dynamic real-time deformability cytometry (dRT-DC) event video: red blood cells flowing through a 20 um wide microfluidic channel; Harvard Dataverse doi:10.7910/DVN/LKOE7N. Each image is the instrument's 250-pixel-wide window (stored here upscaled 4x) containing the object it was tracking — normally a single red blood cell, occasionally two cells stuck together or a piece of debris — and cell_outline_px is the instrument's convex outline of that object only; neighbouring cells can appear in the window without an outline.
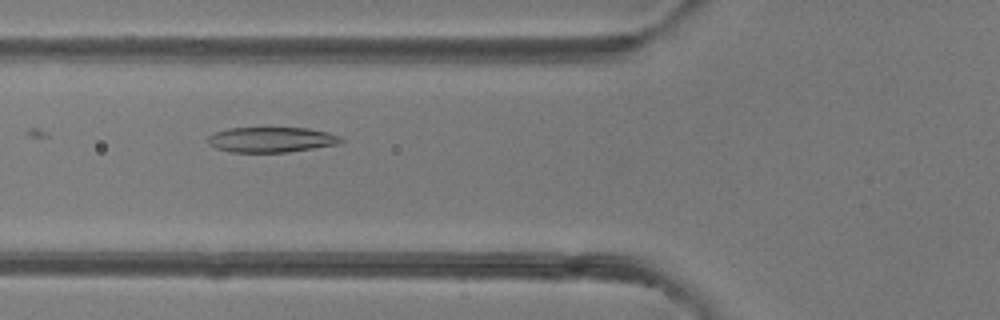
{"species": "common noctule bat (a hibernating species)", "species_latin": "Nyctalus noctula", "temperature_condition": "room temperature", "stored_images_in_passage": 7, "camera_frame_rate_fps": 3000, "um_per_image_px": 0.085, "animal": {"sex": "female"}, "frame": {"image": 1, "passage_image": 3, "time_ms": 0.667, "image_size_px": [1000, 320], "cell_outline_px": [[344, 140], [336, 144], [288, 152], [232, 152], [216, 148], [208, 144], [208, 136], [216, 132], [228, 128], [308, 128], [328, 132], [340, 136]], "centroid_in_image_um": [23.05, 11.87], "position_along_channel_um": 102.8, "area_um2": 19.42}}
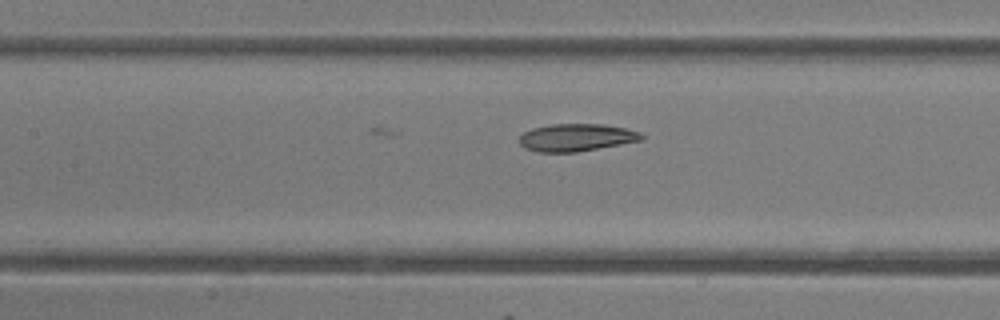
{"frame": {"image": 2, "passage_image": 7, "time_ms": 2.0, "image_size_px": [1000, 320], "cell_outline_px": [[644, 140], [576, 152], [536, 152], [524, 148], [516, 140], [524, 132], [532, 128], [552, 124], [604, 124], [624, 128], [640, 132], [644, 136]], "centroid_in_image_um": [48.96, 11.69], "position_along_channel_um": 158.4, "area_um2": 19.71}}